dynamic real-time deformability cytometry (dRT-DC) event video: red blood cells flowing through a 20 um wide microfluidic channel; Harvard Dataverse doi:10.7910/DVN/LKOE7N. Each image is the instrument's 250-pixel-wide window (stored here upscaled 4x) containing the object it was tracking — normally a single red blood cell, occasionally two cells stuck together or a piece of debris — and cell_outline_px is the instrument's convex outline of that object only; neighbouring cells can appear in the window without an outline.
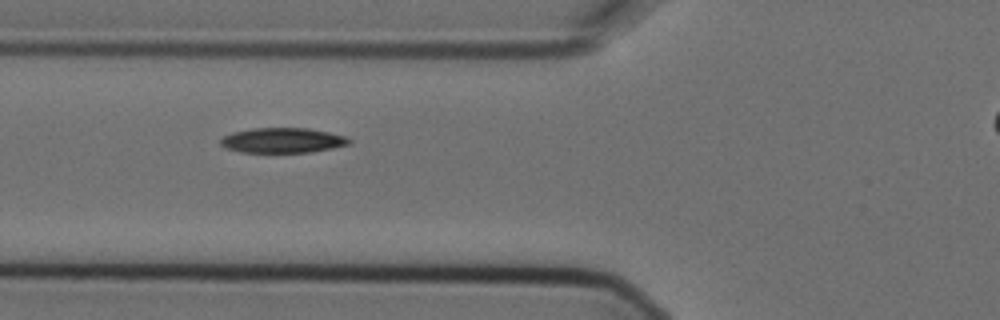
{"species": "Egyptian fruit bat (a non-hibernating species)", "species_latin": "Rousettus aegyptiacus", "temperature_condition": "cold", "stored_images_in_passage": 4, "segment_of_instrument_passage": [1, 2], "camera_frame_rate_fps": 3000, "um_per_image_px": 0.085, "animal": {"sex": "female"}, "frame": {"image": 1, "passage_image": 2, "time_ms": 0.333, "image_size_px": [1000, 320], "cell_outline_px": [[352, 140], [348, 144], [332, 148], [308, 152], [240, 152], [228, 148], [220, 144], [220, 140], [224, 136], [232, 132], [252, 128], [308, 128], [328, 132], [344, 136]], "centroid_in_image_um": [24.0, 11.92], "position_along_channel_um": 101.8, "area_um2": 18.55}}
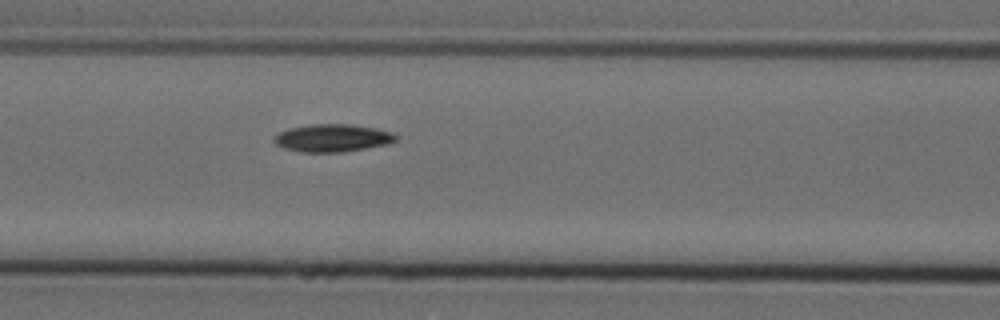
{"frame": {"image": 2, "passage_image": 3, "time_ms": 0.667, "image_size_px": [1000, 320], "cell_outline_px": [[396, 140], [388, 144], [344, 152], [300, 152], [284, 148], [276, 144], [272, 140], [280, 132], [292, 128], [312, 124], [352, 124], [392, 132], [396, 136]], "centroid_in_image_um": [28.26, 11.74], "position_along_channel_um": 138.3, "area_um2": 19.42}}